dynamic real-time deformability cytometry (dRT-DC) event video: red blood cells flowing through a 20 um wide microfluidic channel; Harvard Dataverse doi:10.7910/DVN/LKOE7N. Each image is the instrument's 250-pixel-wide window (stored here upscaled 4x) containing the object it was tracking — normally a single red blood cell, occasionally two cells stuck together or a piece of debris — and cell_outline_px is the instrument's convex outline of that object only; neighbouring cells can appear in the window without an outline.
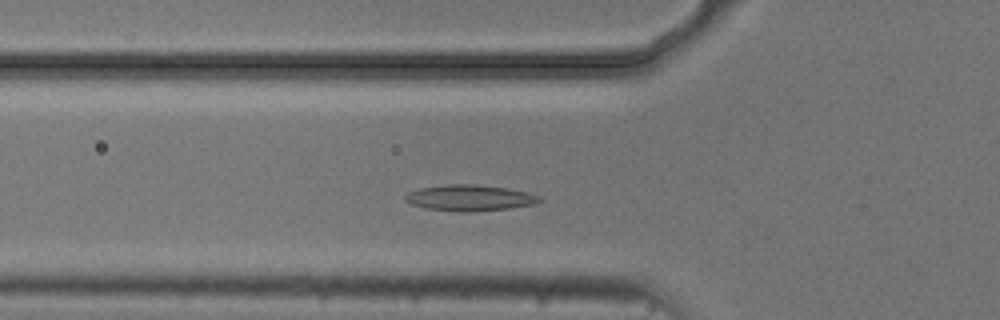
{"species": "common noctule bat (a hibernating species)", "species_latin": "Nyctalus noctula", "temperature_condition": "cold", "stored_images_in_passage": 45, "camera_frame_rate_fps": 3000, "um_per_image_px": 0.085, "animal": {"sex": "male", "body_mass_g": 20.5, "forearm_length_mm": 52.5}, "frame": {"image": 1, "passage_image": 13, "time_ms": 4.0, "image_size_px": [1000, 320], "cell_outline_px": [[544, 200], [532, 204], [512, 208], [464, 212], [460, 212], [428, 208], [412, 204], [404, 200], [404, 196], [408, 192], [420, 188], [448, 184], [476, 184], [508, 188], [528, 192], [540, 196]], "centroid_in_image_um": [39.95, 16.81], "position_along_channel_um": 85.9, "area_um2": 20.35}}
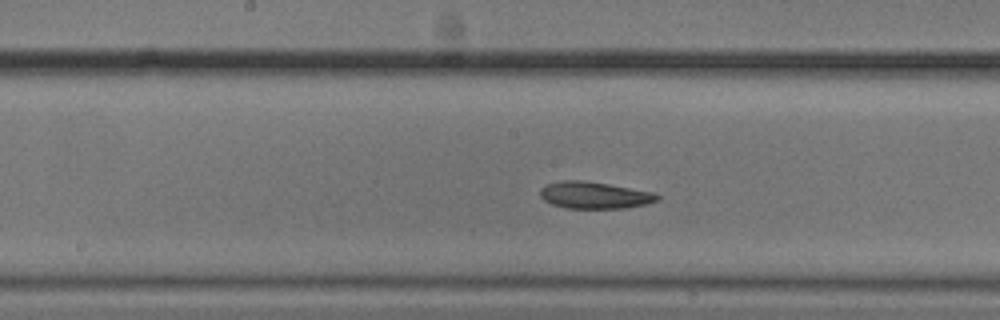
{"frame": {"image": 2, "passage_image": 22, "time_ms": 7.0, "image_size_px": [1000, 320], "cell_outline_px": [[660, 200], [648, 204], [624, 208], [564, 208], [552, 204], [544, 200], [540, 196], [540, 188], [548, 184], [564, 180], [584, 180], [608, 184], [652, 192], [660, 196]], "centroid_in_image_um": [50.53, 16.6], "position_along_channel_um": 197.7, "area_um2": 18.32}}
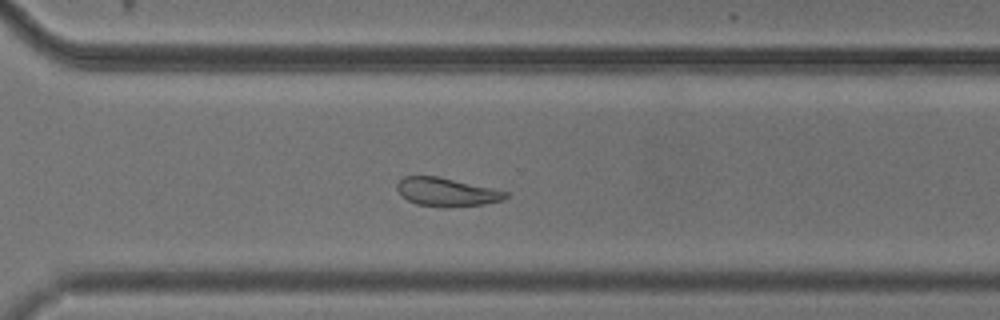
{"frame": {"image": 3, "passage_image": 33, "time_ms": 10.667, "image_size_px": [1000, 320], "cell_outline_px": [[508, 196], [504, 200], [484, 204], [416, 204], [400, 196], [396, 188], [396, 184], [404, 176], [436, 176], [492, 188], [508, 192]], "centroid_in_image_um": [37.92, 16.27], "position_along_channel_um": 332.7, "area_um2": 17.11}, "authors_computed_cell_mechanics": {"area_um2": 18.207, "velocity_mm_per_s": 3.7015, "shape_relaxation_time_tau1_ms": 6.9744, "shape_relaxation_time_tau2_ms": null, "deformation_change_tau1": 0.1425, "deformation_change_tau2": null}}